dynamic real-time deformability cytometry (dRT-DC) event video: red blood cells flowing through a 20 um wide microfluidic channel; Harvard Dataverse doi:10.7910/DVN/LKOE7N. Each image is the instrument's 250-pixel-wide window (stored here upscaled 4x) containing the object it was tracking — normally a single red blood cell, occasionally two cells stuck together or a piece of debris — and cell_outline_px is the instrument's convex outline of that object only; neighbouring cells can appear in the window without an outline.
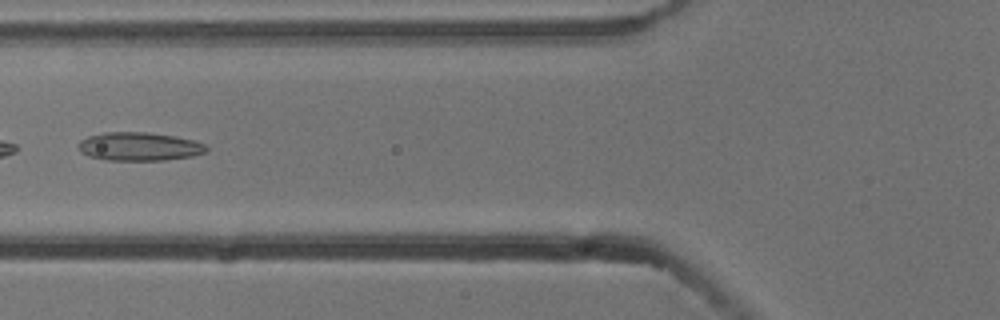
{"species": "common noctule bat (a hibernating species)", "species_latin": "Nyctalus noctula", "temperature_condition": "cold", "stored_images_in_passage": 6, "camera_frame_rate_fps": 3000, "um_per_image_px": 0.085, "animal": {"sex": "male", "body_mass_g": 13.3}, "frame": {"image": 1, "passage_image": 6, "time_ms": 1.667, "image_size_px": [1000, 320], "cell_outline_px": [[208, 152], [192, 156], [164, 160], [108, 160], [88, 156], [80, 152], [76, 144], [80, 140], [88, 136], [104, 132], [148, 132], [176, 136], [192, 140], [204, 144], [208, 148]], "centroid_in_image_um": [11.81, 12.45], "position_along_channel_um": 114.0, "area_um2": 21.39}}